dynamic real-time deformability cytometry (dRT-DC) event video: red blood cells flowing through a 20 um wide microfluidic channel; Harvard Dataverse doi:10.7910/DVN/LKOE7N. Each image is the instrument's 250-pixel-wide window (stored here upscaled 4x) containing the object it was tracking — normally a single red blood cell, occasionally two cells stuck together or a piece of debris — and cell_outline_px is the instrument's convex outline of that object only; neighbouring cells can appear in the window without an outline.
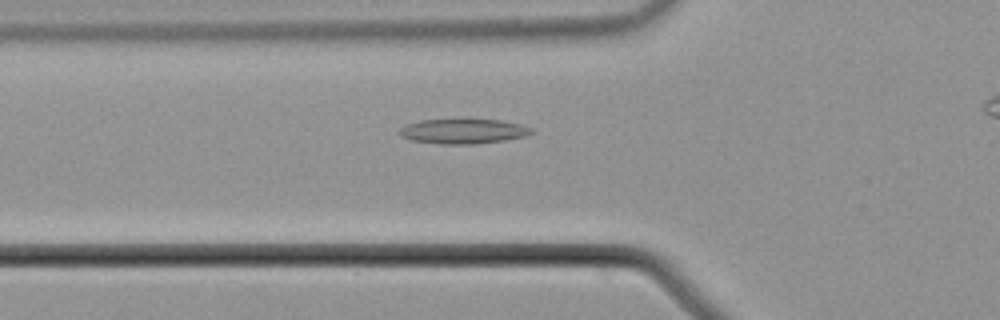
{"species": "common noctule bat (a hibernating species)", "species_latin": "Nyctalus noctula", "temperature_condition": "cold", "stored_images_in_passage": 32, "camera_frame_rate_fps": 3000, "um_per_image_px": 0.085, "animal": {"sex": "male", "body_mass_g": 21.5, "forearm_length_mm": 52.0}, "frame": {"image": 1, "passage_image": 3, "time_ms": 0.667, "image_size_px": [1000, 320], "cell_outline_px": [[536, 132], [524, 136], [504, 140], [476, 144], [440, 144], [412, 140], [400, 136], [396, 132], [404, 124], [420, 120], [460, 116], [468, 116], [500, 120], [520, 124], [532, 128]], "centroid_in_image_um": [39.33, 11.09], "position_along_channel_um": 86.5, "area_um2": 20.4}}
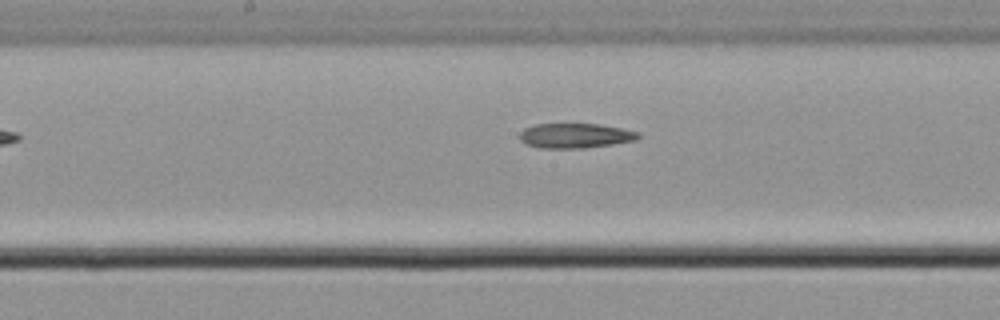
{"frame": {"image": 2, "passage_image": 12, "time_ms": 3.667, "image_size_px": [1000, 320], "cell_outline_px": [[640, 136], [636, 140], [612, 144], [584, 148], [540, 148], [528, 144], [520, 140], [520, 132], [524, 128], [536, 124], [600, 124], [640, 132]], "centroid_in_image_um": [48.9, 11.53], "position_along_channel_um": 199.3, "area_um2": 17.05}}
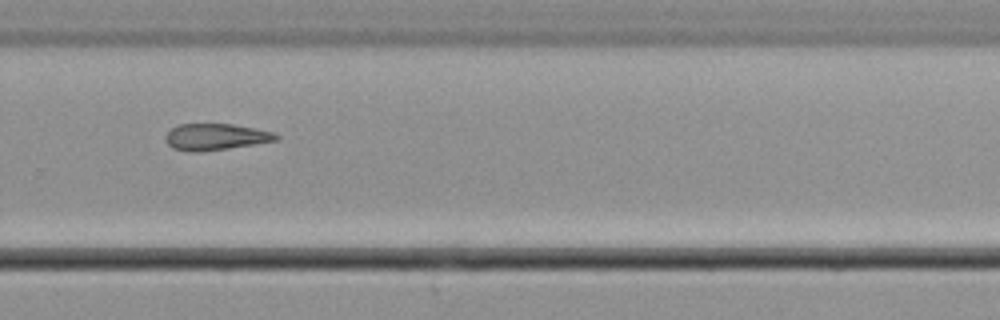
{"frame": {"image": 3, "passage_image": 21, "time_ms": 6.667, "image_size_px": [1000, 320], "cell_outline_px": [[280, 136], [276, 140], [256, 144], [228, 148], [196, 152], [192, 152], [172, 148], [168, 144], [164, 136], [172, 128], [180, 124], [232, 124], [272, 132]], "centroid_in_image_um": [18.3, 11.63], "position_along_channel_um": 311.5, "area_um2": 16.82}}